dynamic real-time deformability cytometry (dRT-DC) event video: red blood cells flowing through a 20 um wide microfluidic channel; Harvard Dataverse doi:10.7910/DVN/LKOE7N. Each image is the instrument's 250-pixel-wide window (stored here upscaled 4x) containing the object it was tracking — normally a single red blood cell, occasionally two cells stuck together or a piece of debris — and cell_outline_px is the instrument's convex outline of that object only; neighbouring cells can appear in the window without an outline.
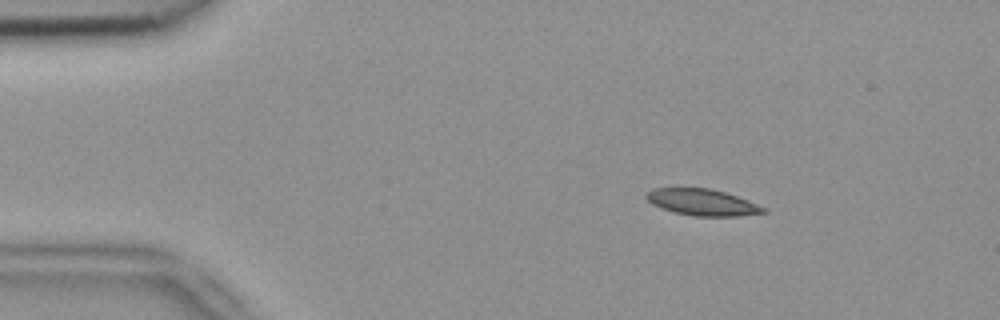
{"species": "common noctule bat (a hibernating species)", "species_latin": "Nyctalus noctula", "temperature_condition": "room temperature", "stored_images_in_passage": 53, "camera_frame_rate_fps": 3000, "um_per_image_px": 0.085, "animal": {"sex": "female", "body_mass_g": 18.4}, "frame": {"image": 1, "passage_image": 8, "time_ms": 2.333, "image_size_px": [1000, 320], "cell_outline_px": [[768, 212], [736, 216], [696, 216], [676, 212], [652, 204], [644, 196], [652, 188], [712, 188], [748, 200], [768, 208]], "centroid_in_image_um": [59.74, 17.19], "position_along_channel_um": 25.3, "area_um2": 17.92}}
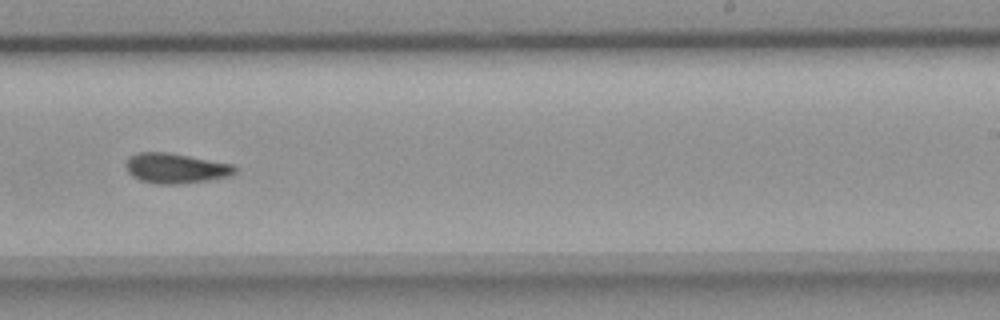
{"frame": {"image": 2, "passage_image": 33, "time_ms": 10.667, "image_size_px": [1000, 320], "cell_outline_px": [[236, 172], [228, 176], [208, 180], [180, 184], [156, 184], [140, 180], [132, 176], [128, 172], [124, 164], [128, 156], [136, 152], [168, 152], [232, 164], [236, 168]], "centroid_in_image_um": [14.87, 14.29], "position_along_channel_um": 274.1, "area_um2": 19.19}}
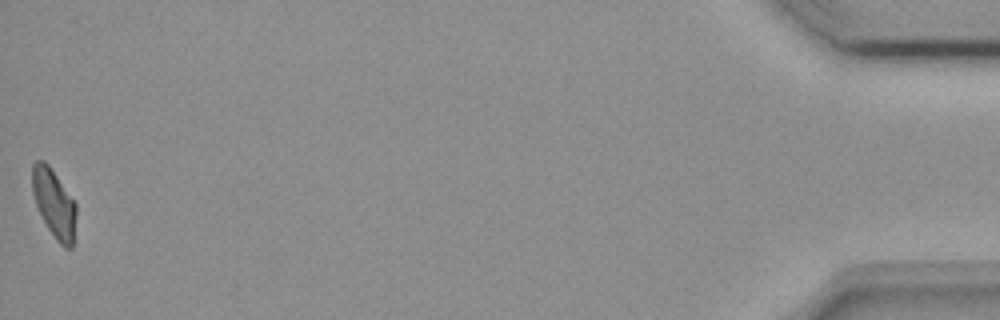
{"frame": {"image": 3, "passage_image": 53, "time_ms": 17.333, "image_size_px": [1000, 320], "cell_outline_px": [[76, 216], [72, 248], [64, 248], [56, 240], [48, 228], [36, 204], [32, 192], [32, 164], [36, 160], [44, 160], [48, 164], [76, 204]], "centroid_in_image_um": [4.59, 17.29], "position_along_channel_um": 430.6, "area_um2": 17.28}, "authors_computed_cell_mechanics": {"area_um2": 18.496, "velocity_mm_per_s": 3.791, "shape_relaxation_time_tau1_ms": 5.8285, "shape_relaxation_time_tau2_ms": 3.6518, "deformation_change_tau1": 0.1323, "deformation_change_tau2": 0.1049}}